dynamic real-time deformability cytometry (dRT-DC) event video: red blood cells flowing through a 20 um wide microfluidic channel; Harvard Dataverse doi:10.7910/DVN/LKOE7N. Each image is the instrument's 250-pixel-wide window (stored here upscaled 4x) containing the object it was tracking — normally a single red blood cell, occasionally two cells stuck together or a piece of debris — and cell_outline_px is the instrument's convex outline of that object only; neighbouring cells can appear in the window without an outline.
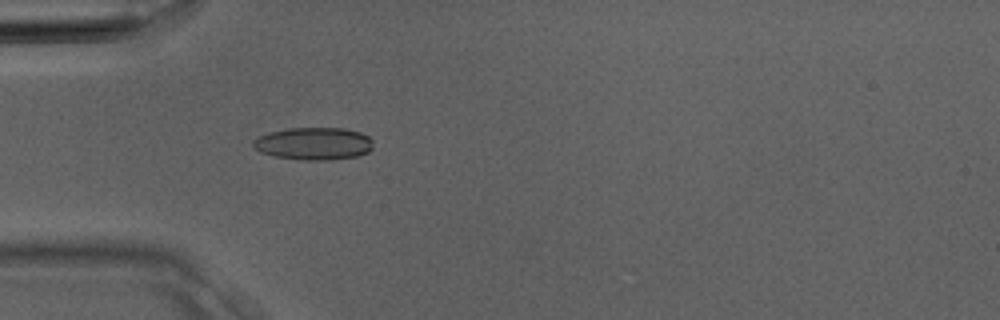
{"species": "Egyptian fruit bat (a non-hibernating species)", "species_latin": "Rousettus aegyptiacus", "temperature_condition": "room temperature", "stored_images_in_passage": 4, "camera_frame_rate_fps": 3000, "um_per_image_px": 0.085, "animal": {"sex": "male"}, "frame": {"image": 1, "passage_image": 4, "time_ms": 1.0, "image_size_px": [1000, 320], "cell_outline_px": [[372, 148], [368, 152], [356, 156], [332, 160], [300, 160], [276, 156], [260, 152], [252, 144], [252, 140], [268, 132], [288, 128], [344, 128], [360, 132], [368, 136], [372, 140]], "centroid_in_image_um": [26.67, 12.2], "position_along_channel_um": 58.3, "area_um2": 22.77}}